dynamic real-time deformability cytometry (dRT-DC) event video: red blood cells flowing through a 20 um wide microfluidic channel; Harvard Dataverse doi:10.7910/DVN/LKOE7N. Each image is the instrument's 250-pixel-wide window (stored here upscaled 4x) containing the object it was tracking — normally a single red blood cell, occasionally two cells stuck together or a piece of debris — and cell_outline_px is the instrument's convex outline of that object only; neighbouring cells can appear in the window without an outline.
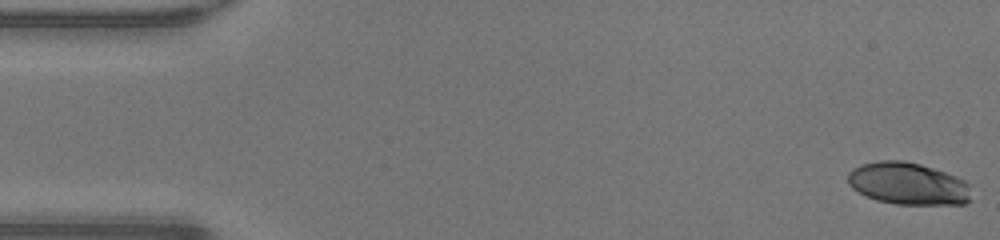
{"species": "human", "species_latin": "Homo sapiens", "temperature_condition": "warm", "stored_images_in_passage": 48, "camera_frame_rate_fps": 3000, "um_per_image_px": 0.085, "donor": {"sex": "male"}, "frame": {"image": 1, "passage_image": 1, "time_ms": 0.0, "image_size_px": [1000, 240], "cell_outline_px": [[968, 200], [964, 204], [896, 204], [876, 200], [852, 188], [848, 184], [848, 172], [852, 168], [860, 164], [880, 160], [904, 160], [920, 164], [956, 176], [964, 180], [968, 184]], "centroid_in_image_um": [77.13, 15.59], "position_along_channel_um": 7.9, "area_um2": 30.11}}
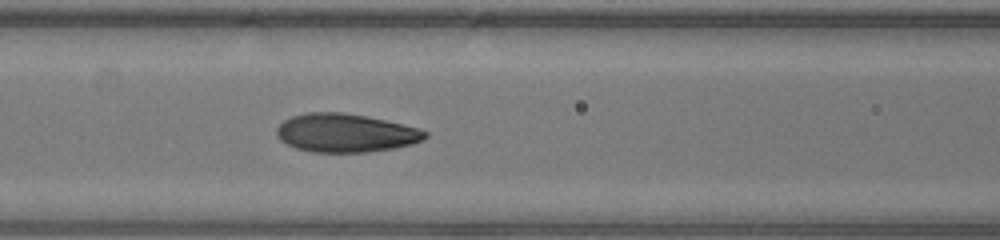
{"frame": {"image": 2, "passage_image": 20, "time_ms": 6.333, "image_size_px": [1000, 240], "cell_outline_px": [[428, 136], [424, 140], [412, 144], [396, 148], [364, 152], [312, 152], [296, 148], [280, 140], [276, 136], [276, 128], [284, 120], [292, 116], [304, 112], [340, 112], [364, 116], [384, 120], [416, 128], [428, 132]], "centroid_in_image_um": [29.35, 11.3], "position_along_channel_um": 137.3, "area_um2": 33.18}}
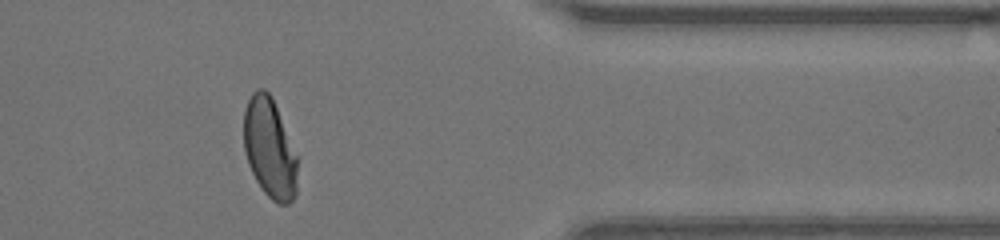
{"frame": {"image": 3, "passage_image": 39, "time_ms": 12.667, "image_size_px": [1000, 240], "cell_outline_px": [[296, 196], [288, 204], [280, 204], [272, 200], [264, 192], [256, 180], [248, 164], [244, 152], [244, 108], [252, 92], [256, 88], [264, 88], [272, 96], [296, 156]], "centroid_in_image_um": [22.88, 12.59], "position_along_channel_um": 388.5, "area_um2": 30.98}, "authors_computed_cell_mechanics": {"area_um2": 32.4836, "velocity_mm_per_s": 4.3301, "shape_relaxation_time_tau1_ms": 4.3924, "shape_relaxation_time_tau2_ms": null, "deformation_change_tau1": 0.2252, "deformation_change_tau2": null}}